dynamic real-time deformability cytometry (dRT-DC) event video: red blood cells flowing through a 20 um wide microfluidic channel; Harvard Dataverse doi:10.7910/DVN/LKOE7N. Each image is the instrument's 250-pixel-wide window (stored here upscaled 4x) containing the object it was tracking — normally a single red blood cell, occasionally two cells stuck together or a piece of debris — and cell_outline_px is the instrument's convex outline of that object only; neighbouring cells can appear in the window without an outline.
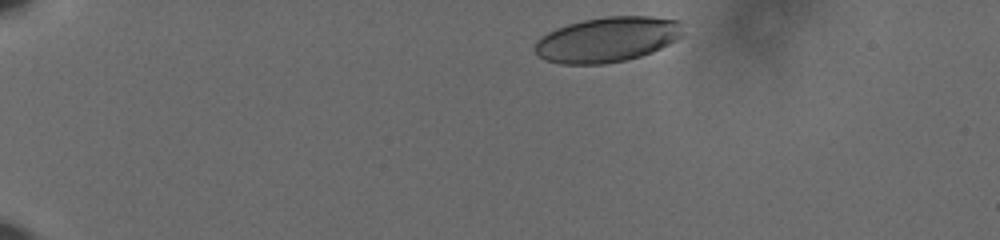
{"species": "human", "species_latin": "Homo sapiens", "temperature_condition": "cold", "stored_images_in_passage": 42, "camera_frame_rate_fps": 3000, "um_per_image_px": 0.085, "donor": {"sex": "male"}, "frame": {"image": 1, "passage_image": 2, "time_ms": 0.333, "image_size_px": [1000, 240], "cell_outline_px": [[680, 36], [676, 40], [652, 52], [628, 60], [604, 64], [560, 64], [544, 60], [536, 52], [536, 40], [540, 36], [556, 28], [568, 24], [584, 20], [604, 16], [652, 16], [680, 20]], "centroid_in_image_um": [51.6, 3.36], "position_along_channel_um": 33.4, "area_um2": 38.9}}
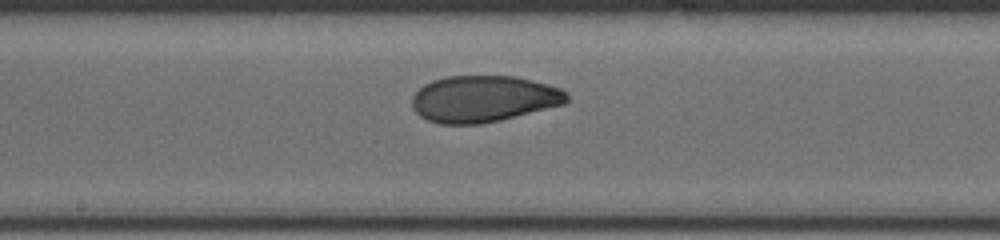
{"frame": {"image": 2, "passage_image": 24, "time_ms": 7.667, "image_size_px": [1000, 240], "cell_outline_px": [[568, 100], [564, 104], [500, 120], [480, 124], [440, 124], [428, 120], [420, 116], [412, 108], [412, 96], [424, 84], [432, 80], [448, 76], [516, 76], [532, 80], [560, 88], [568, 92]], "centroid_in_image_um": [41.09, 8.4], "position_along_channel_um": 207.1, "area_um2": 41.96}}
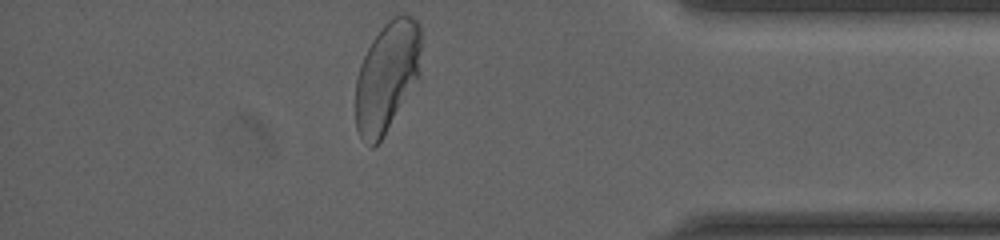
{"frame": {"image": 3, "passage_image": 42, "time_ms": 13.667, "image_size_px": [1000, 240], "cell_outline_px": [[420, 76], [380, 140], [372, 148], [360, 136], [356, 128], [356, 76], [360, 64], [372, 40], [384, 24], [392, 16], [404, 12], [412, 16], [420, 24]], "centroid_in_image_um": [32.9, 6.45], "position_along_channel_um": 402.3, "area_um2": 42.02}, "authors_computed_cell_mechanics": {"area_um2": 41.8761, "velocity_mm_per_s": 3.6138, "shape_relaxation_time_tau1_ms": 4.7122, "shape_relaxation_time_tau2_ms": 0.897, "deformation_change_tau1": 0.1688, "deformation_change_tau2": 0.0473}}